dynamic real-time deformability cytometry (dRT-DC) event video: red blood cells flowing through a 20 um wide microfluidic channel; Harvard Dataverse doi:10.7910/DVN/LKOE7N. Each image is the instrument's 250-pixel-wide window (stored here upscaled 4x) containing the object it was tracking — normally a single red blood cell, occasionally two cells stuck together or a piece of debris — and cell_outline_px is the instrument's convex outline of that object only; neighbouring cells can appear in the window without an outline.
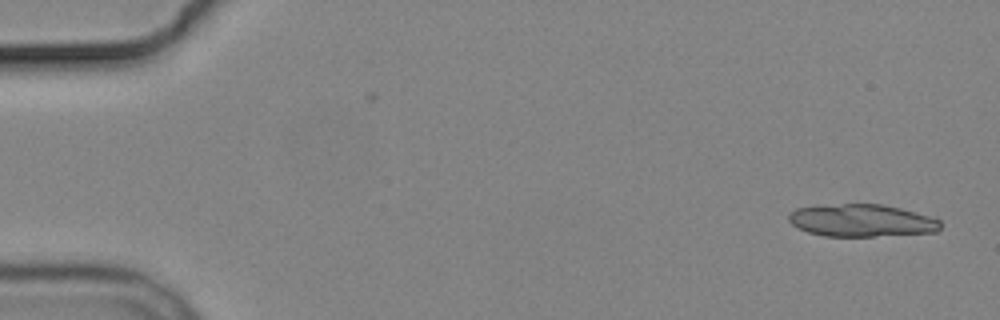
{"species": "common noctule bat (a hibernating species)", "species_latin": "Nyctalus noctula", "temperature_condition": "cold", "stored_images_in_passage": 7, "segment_of_instrument_passage": [1, 2], "camera_frame_rate_fps": 3000, "um_per_image_px": 0.085, "animal": {"sex": "male", "body_mass_g": 19.2, "forearm_length_mm": 51.8}, "frame": {"image": 1, "passage_image": 1, "time_ms": 0.0, "image_size_px": [1000, 320], "cell_outline_px": [[940, 228], [936, 232], [876, 236], [824, 236], [808, 232], [792, 224], [788, 220], [788, 212], [796, 208], [844, 204], [880, 204], [900, 208], [936, 216], [940, 220]], "centroid_in_image_um": [73.29, 18.74], "position_along_channel_um": 11.7, "area_um2": 28.73}}